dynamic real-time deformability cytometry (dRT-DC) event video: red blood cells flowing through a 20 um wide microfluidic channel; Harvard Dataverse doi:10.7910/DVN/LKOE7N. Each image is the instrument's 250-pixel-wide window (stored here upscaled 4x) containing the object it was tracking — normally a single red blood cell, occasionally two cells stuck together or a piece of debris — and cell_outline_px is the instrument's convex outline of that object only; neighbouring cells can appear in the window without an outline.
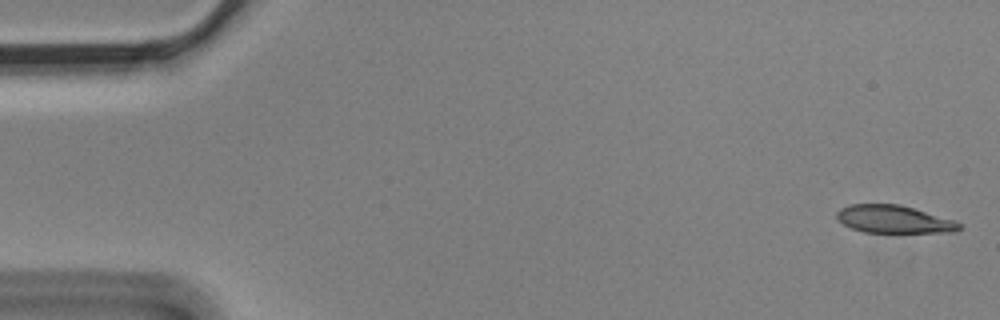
{"species": "Egyptian fruit bat (a non-hibernating species)", "species_latin": "Rousettus aegyptiacus", "temperature_condition": "cold", "stored_images_in_passage": 6, "camera_frame_rate_fps": 3000, "um_per_image_px": 0.085, "animal": {"sex": "male"}, "frame": {"image": 1, "passage_image": 1, "time_ms": 0.0, "image_size_px": [1000, 320], "cell_outline_px": [[960, 228], [956, 232], [864, 232], [852, 228], [836, 220], [836, 212], [840, 208], [848, 204], [900, 204], [956, 220], [960, 224]], "centroid_in_image_um": [75.96, 18.62], "position_along_channel_um": 9.0, "area_um2": 19.88}}
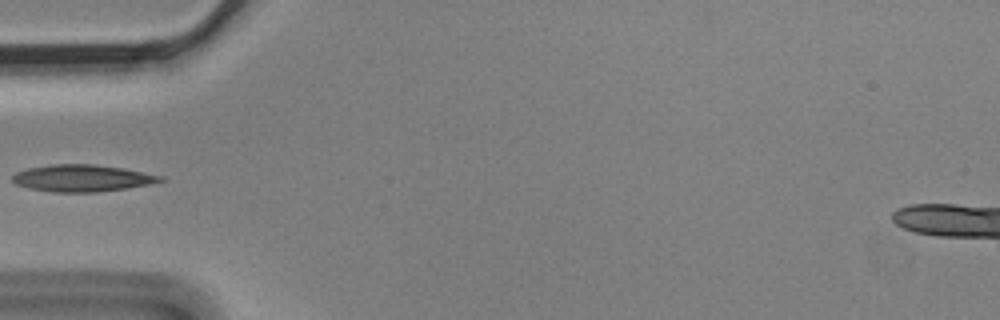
{"frame": {"image": 2, "passage_image": 5, "time_ms": 1.333, "image_size_px": [1000, 320], "cell_outline_px": [[164, 180], [152, 184], [128, 188], [96, 192], [52, 192], [28, 188], [16, 184], [12, 180], [12, 176], [16, 172], [28, 168], [52, 164], [96, 164], [120, 168], [164, 176]], "centroid_in_image_um": [6.98, 15.14], "position_along_channel_um": 78.0, "area_um2": 23.18}}
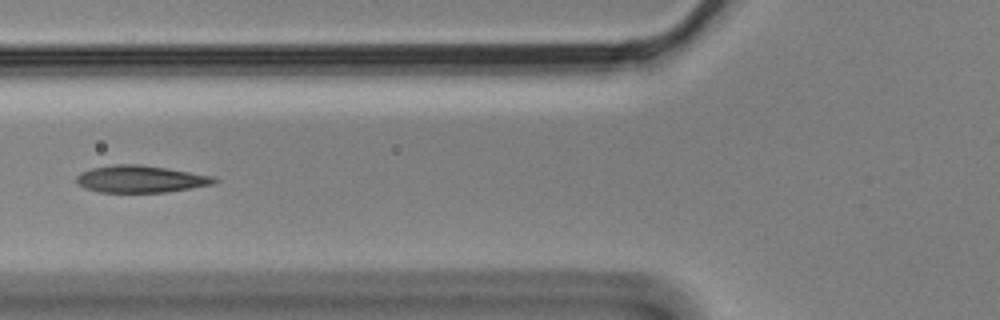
{"frame": {"image": 3, "passage_image": 6, "time_ms": 1.667, "image_size_px": [1000, 320], "cell_outline_px": [[220, 180], [216, 184], [164, 192], [100, 192], [84, 188], [76, 184], [76, 176], [80, 172], [92, 168], [116, 164], [140, 164], [216, 176]], "centroid_in_image_um": [11.96, 15.22], "position_along_channel_um": 113.8, "area_um2": 21.91}}